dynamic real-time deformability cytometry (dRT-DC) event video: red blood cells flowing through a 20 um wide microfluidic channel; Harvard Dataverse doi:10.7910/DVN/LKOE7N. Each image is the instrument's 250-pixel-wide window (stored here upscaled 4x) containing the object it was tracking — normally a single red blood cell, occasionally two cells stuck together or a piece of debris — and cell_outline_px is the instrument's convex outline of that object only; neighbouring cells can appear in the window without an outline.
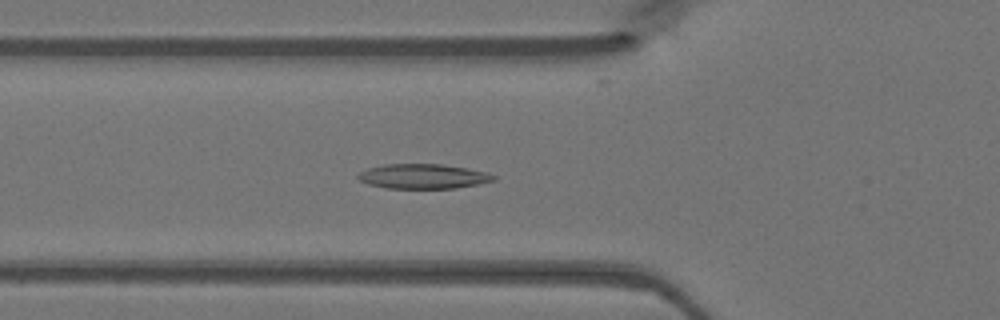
{"species": "Egyptian fruit bat (a non-hibernating species)", "species_latin": "Rousettus aegyptiacus", "temperature_condition": "warm", "stored_images_in_passage": 47, "camera_frame_rate_fps": 3000, "um_per_image_px": 0.085, "animal": {"sex": "female"}, "frame": {"image": 1, "passage_image": 15, "time_ms": 4.667, "image_size_px": [1000, 320], "cell_outline_px": [[496, 180], [480, 184], [456, 188], [384, 188], [368, 184], [360, 180], [356, 176], [360, 172], [368, 168], [384, 164], [440, 164], [468, 168], [488, 172], [496, 176]], "centroid_in_image_um": [35.99, 14.99], "position_along_channel_um": 89.8, "area_um2": 19.65}}
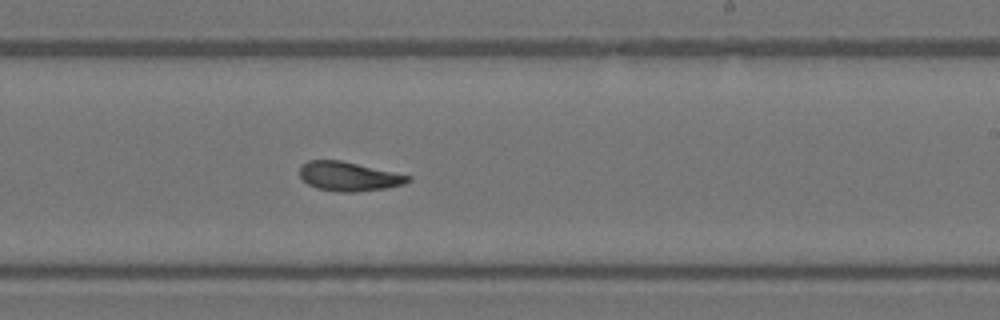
{"frame": {"image": 2, "passage_image": 27, "time_ms": 8.667, "image_size_px": [1000, 320], "cell_outline_px": [[412, 180], [404, 184], [384, 188], [352, 192], [340, 192], [316, 188], [308, 184], [300, 176], [300, 164], [308, 160], [340, 160], [412, 176]], "centroid_in_image_um": [29.63, 14.99], "position_along_channel_um": 259.4, "area_um2": 18.32}}
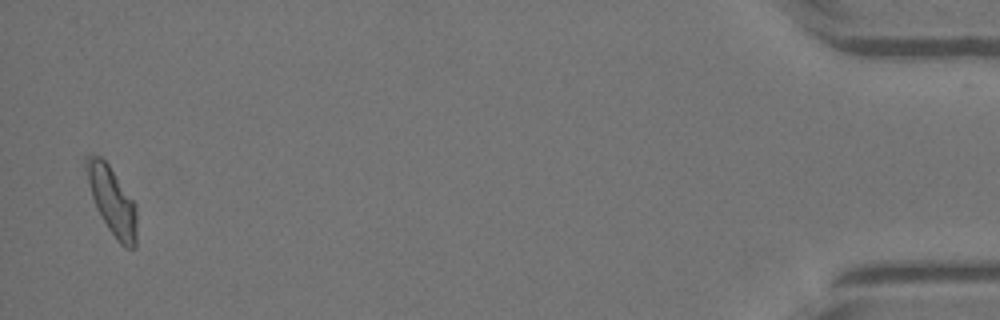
{"frame": {"image": 3, "passage_image": 45, "time_ms": 14.667, "image_size_px": [1000, 320], "cell_outline_px": [[136, 248], [124, 248], [116, 240], [100, 216], [96, 208], [92, 196], [84, 164], [84, 156], [88, 152], [100, 156], [108, 164], [136, 204]], "centroid_in_image_um": [9.51, 17.05], "position_along_channel_um": 425.7, "area_um2": 20.06}}